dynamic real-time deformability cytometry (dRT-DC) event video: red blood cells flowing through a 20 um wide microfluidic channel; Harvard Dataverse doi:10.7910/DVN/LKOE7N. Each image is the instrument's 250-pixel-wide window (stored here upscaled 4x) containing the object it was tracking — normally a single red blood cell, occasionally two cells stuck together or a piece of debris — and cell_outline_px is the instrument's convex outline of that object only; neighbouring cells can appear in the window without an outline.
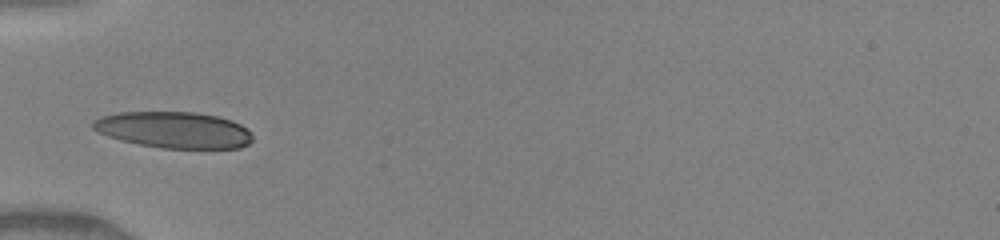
{"species": "human", "species_latin": "Homo sapiens", "temperature_condition": "warm", "stored_images_in_passage": 33, "camera_frame_rate_fps": 3000, "um_per_image_px": 0.085, "donor": {"sex": "female"}, "frame": {"image": 1, "passage_image": 1, "time_ms": 0.0, "image_size_px": [1000, 240], "cell_outline_px": [[252, 140], [248, 144], [240, 148], [160, 148], [140, 144], [108, 136], [92, 128], [92, 120], [100, 116], [120, 112], [192, 112], [216, 116], [232, 120], [248, 128], [252, 136]], "centroid_in_image_um": [14.79, 11.04], "position_along_channel_um": 70.2, "area_um2": 33.7}}
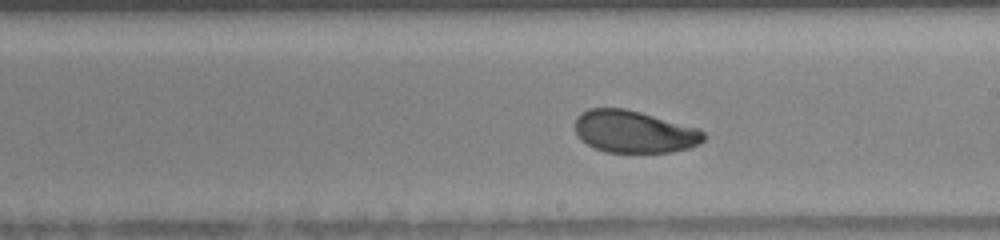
{"frame": {"image": 2, "passage_image": 14, "time_ms": 4.0, "image_size_px": [1000, 240], "cell_outline_px": [[708, 136], [700, 144], [688, 148], [672, 152], [608, 152], [596, 148], [588, 144], [576, 132], [576, 116], [580, 112], [588, 108], [624, 108], [640, 112], [700, 128]], "centroid_in_image_um": [53.96, 11.18], "position_along_channel_um": 235.0, "area_um2": 31.67}}
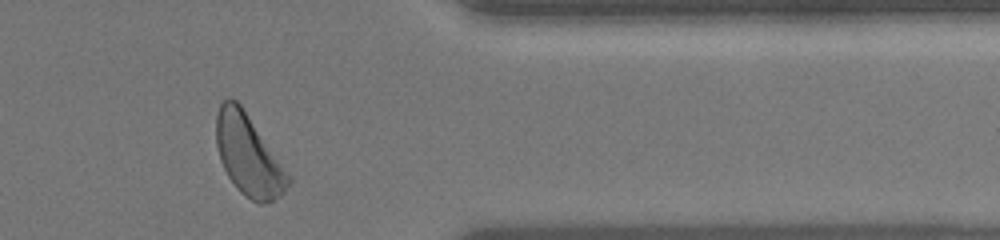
{"frame": {"image": 3, "passage_image": 30, "time_ms": 8.0, "image_size_px": [1000, 240], "cell_outline_px": [[292, 184], [280, 196], [264, 204], [260, 204], [244, 196], [236, 188], [228, 176], [220, 160], [216, 144], [216, 116], [220, 104], [228, 96], [236, 100], [240, 104], [292, 180]], "centroid_in_image_um": [21.09, 13.22], "position_along_channel_um": 390.3, "area_um2": 33.41}, "authors_computed_cell_mechanics": {"area_um2": 32.5992, "velocity_mm_per_s": 4.1389, "shape_relaxation_time_tau1_ms": 2.6839, "shape_relaxation_time_tau2_ms": 2.2131, "deformation_change_tau1": 0.1335, "deformation_change_tau2": 0.0703}}